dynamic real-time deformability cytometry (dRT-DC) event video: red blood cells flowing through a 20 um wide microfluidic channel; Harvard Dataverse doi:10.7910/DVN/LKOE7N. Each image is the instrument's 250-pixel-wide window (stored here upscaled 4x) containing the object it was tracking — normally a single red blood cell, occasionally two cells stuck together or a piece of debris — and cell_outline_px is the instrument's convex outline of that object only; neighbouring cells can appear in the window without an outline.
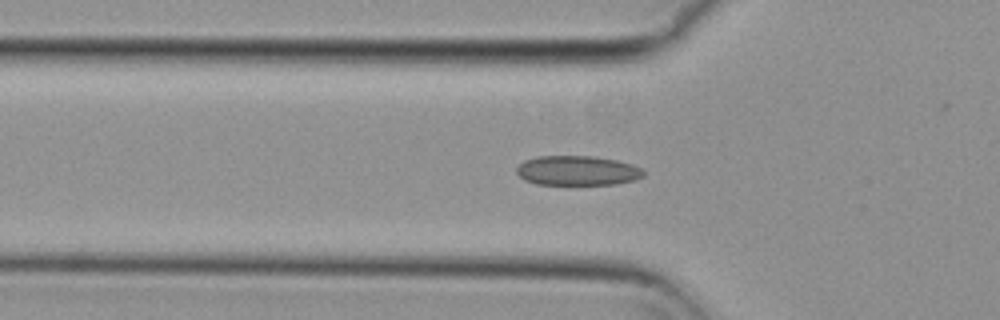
{"species": "common noctule bat (a hibernating species)", "species_latin": "Nyctalus noctula", "temperature_condition": "cold", "stored_images_in_passage": 51, "camera_frame_rate_fps": 3000, "um_per_image_px": 0.085, "animal": {"sex": "female", "body_mass_g": 29.2, "forearm_length_mm": 56.3}, "frame": {"image": 1, "passage_image": 18, "time_ms": 5.667, "image_size_px": [1000, 320], "cell_outline_px": [[644, 176], [636, 180], [616, 184], [536, 184], [524, 180], [516, 172], [516, 168], [524, 160], [536, 156], [592, 156], [616, 160], [632, 164], [640, 168], [644, 172]], "centroid_in_image_um": [49.07, 14.5], "position_along_channel_um": 76.7, "area_um2": 21.96}}
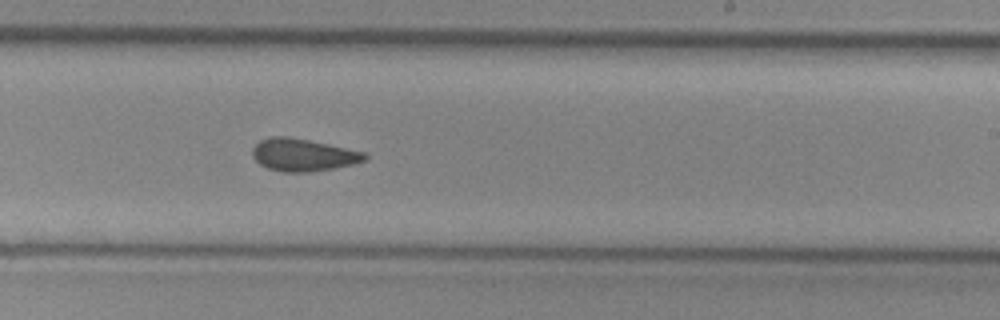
{"frame": {"image": 2, "passage_image": 33, "time_ms": 10.667, "image_size_px": [1000, 320], "cell_outline_px": [[368, 160], [352, 164], [332, 168], [308, 172], [280, 172], [268, 168], [260, 164], [252, 156], [252, 148], [260, 140], [272, 136], [288, 136], [368, 152]], "centroid_in_image_um": [25.78, 13.16], "position_along_channel_um": 263.2, "area_um2": 21.33}}
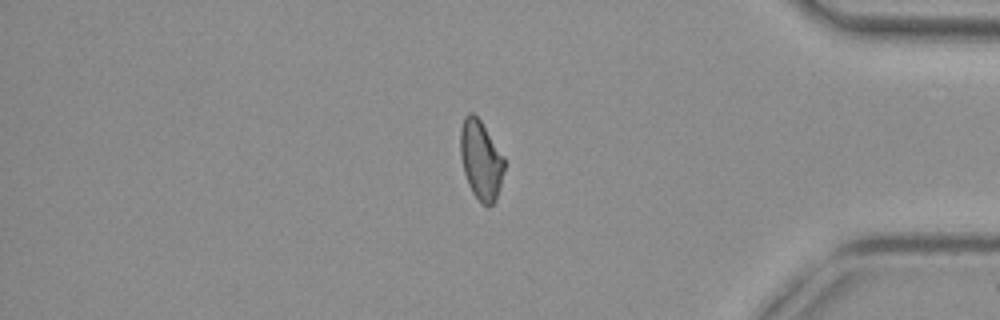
{"frame": {"image": 3, "passage_image": 46, "time_ms": 15.0, "image_size_px": [1000, 320], "cell_outline_px": [[504, 168], [496, 200], [488, 208], [472, 192], [468, 184], [464, 172], [460, 156], [460, 128], [464, 116], [468, 112], [472, 112], [480, 120], [504, 156]], "centroid_in_image_um": [40.85, 13.57], "position_along_channel_um": 394.3, "area_um2": 20.17}}